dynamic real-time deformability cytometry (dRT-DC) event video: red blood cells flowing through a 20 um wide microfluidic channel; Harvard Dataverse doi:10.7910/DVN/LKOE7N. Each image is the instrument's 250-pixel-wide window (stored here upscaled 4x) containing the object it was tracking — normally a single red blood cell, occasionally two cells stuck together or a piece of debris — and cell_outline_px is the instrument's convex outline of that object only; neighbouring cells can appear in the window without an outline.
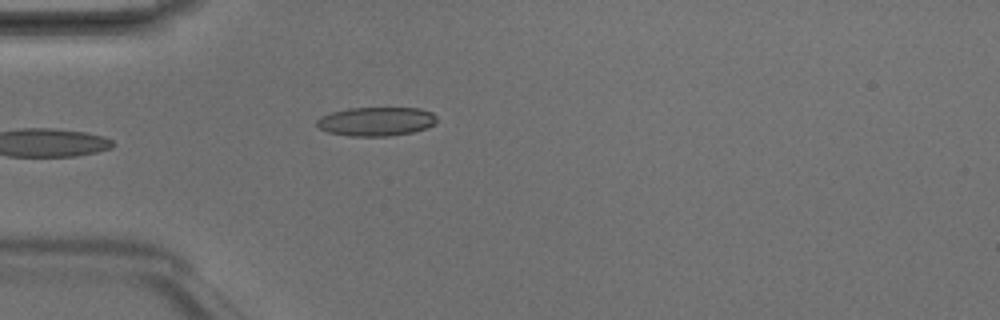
{"species": "Egyptian fruit bat (a non-hibernating species)", "species_latin": "Rousettus aegyptiacus", "temperature_condition": "room temperature", "stored_images_in_passage": 5, "camera_frame_rate_fps": 3000, "um_per_image_px": 0.085, "animal": {"sex": "male"}, "frame": {"image": 1, "passage_image": 5, "time_ms": 1.333, "image_size_px": [1000, 320], "cell_outline_px": [[436, 120], [428, 128], [412, 132], [388, 136], [352, 136], [328, 132], [320, 128], [316, 124], [316, 120], [320, 116], [332, 112], [348, 108], [420, 108], [432, 112], [436, 116]], "centroid_in_image_um": [31.97, 10.32], "position_along_channel_um": 53.0, "area_um2": 20.17}}